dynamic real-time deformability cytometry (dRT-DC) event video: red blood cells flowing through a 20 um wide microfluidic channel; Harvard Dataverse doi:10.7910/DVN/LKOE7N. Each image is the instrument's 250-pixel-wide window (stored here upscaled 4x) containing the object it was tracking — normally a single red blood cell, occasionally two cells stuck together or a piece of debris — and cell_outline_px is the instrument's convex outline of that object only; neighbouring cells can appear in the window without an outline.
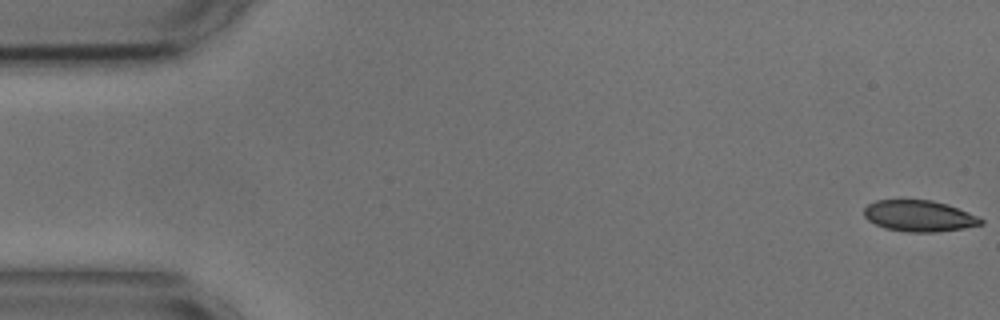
{"species": "common noctule bat (a hibernating species)", "species_latin": "Nyctalus noctula", "temperature_condition": "cold", "stored_images_in_passage": 54, "camera_frame_rate_fps": 3000, "um_per_image_px": 0.085, "animal": {"sex": "male", "body_mass_g": 17.9, "forearm_length_mm": 54.2}, "frame": {"image": 1, "passage_image": 1, "time_ms": 0.0, "image_size_px": [1000, 320], "cell_outline_px": [[984, 224], [964, 228], [936, 232], [908, 232], [884, 228], [868, 220], [864, 216], [864, 208], [868, 204], [876, 200], [932, 200], [948, 204], [980, 216], [984, 220]], "centroid_in_image_um": [78.16, 18.35], "position_along_channel_um": 6.8, "area_um2": 21.44}}
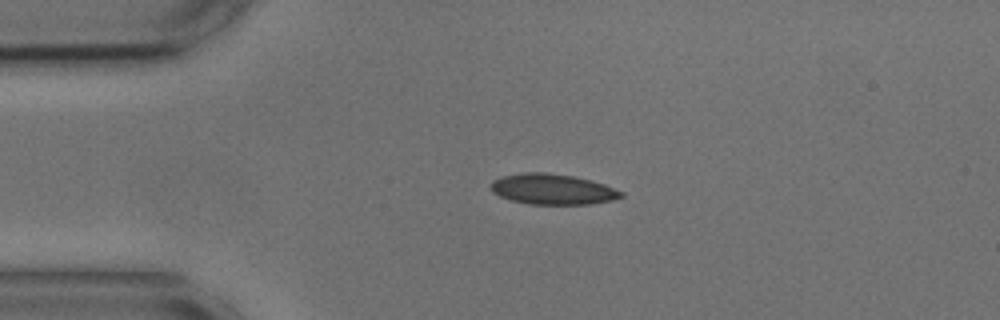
{"frame": {"image": 2, "passage_image": 12, "time_ms": 3.667, "image_size_px": [1000, 320], "cell_outline_px": [[624, 196], [612, 200], [588, 204], [528, 204], [512, 200], [500, 196], [492, 192], [488, 184], [492, 180], [500, 176], [524, 172], [544, 172], [572, 176], [604, 184], [624, 192]], "centroid_in_image_um": [46.91, 16.08], "position_along_channel_um": 38.1, "area_um2": 23.24}}
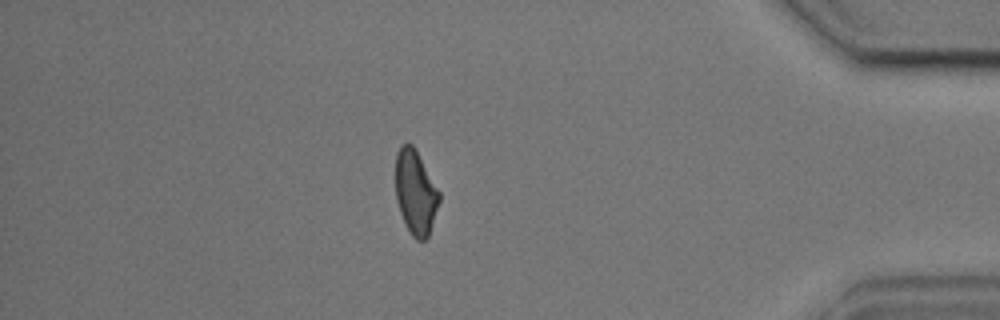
{"frame": {"image": 3, "passage_image": 47, "time_ms": 15.333, "image_size_px": [1000, 320], "cell_outline_px": [[440, 200], [428, 236], [424, 240], [416, 240], [412, 236], [400, 212], [396, 200], [396, 152], [400, 144], [412, 144], [440, 192]], "centroid_in_image_um": [35.31, 16.34], "position_along_channel_um": 399.9, "area_um2": 21.15}, "authors_computed_cell_mechanics": {"area_um2": 22.3686, "velocity_mm_per_s": 3.6692, "shape_relaxation_time_tau1_ms": 3.6655, "shape_relaxation_time_tau2_ms": 1.8924, "deformation_change_tau1": 0.1214, "deformation_change_tau2": 0.0812}}